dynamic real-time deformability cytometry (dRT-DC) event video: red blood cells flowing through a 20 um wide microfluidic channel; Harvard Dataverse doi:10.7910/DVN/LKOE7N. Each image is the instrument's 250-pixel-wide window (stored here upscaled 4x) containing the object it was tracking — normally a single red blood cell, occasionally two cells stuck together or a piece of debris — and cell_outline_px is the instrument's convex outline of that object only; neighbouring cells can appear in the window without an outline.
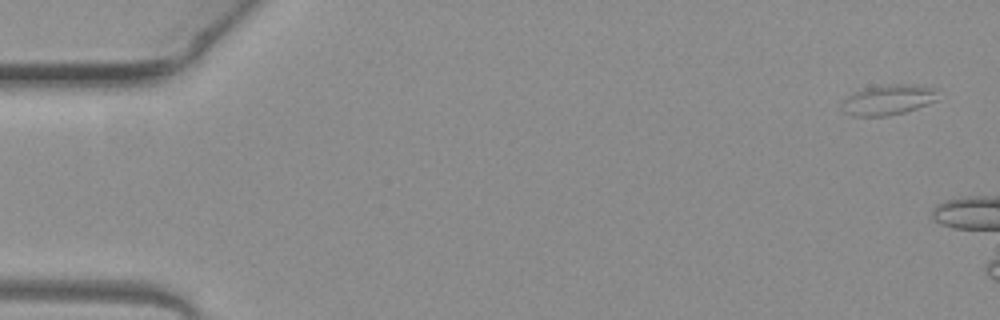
{"species": "common noctule bat (a hibernating species)", "species_latin": "Nyctalus noctula", "temperature_condition": "warm", "stored_images_in_passage": 2, "camera_frame_rate_fps": 3000, "um_per_image_px": 0.085, "animal": {"sex": "female", "body_mass_g": 19.3, "forearm_length_mm": 54.1}, "frame": {"image": 1, "passage_image": 1, "time_ms": 0.0, "image_size_px": [1000, 320], "cell_outline_px": [[940, 88], [936, 100], [916, 108], [904, 112], [888, 116], [852, 116], [844, 112], [840, 108], [840, 100], [852, 92], [860, 88], [880, 84], [916, 84]], "centroid_in_image_um": [75.44, 8.45], "position_along_channel_um": 9.6, "area_um2": 17.69}}